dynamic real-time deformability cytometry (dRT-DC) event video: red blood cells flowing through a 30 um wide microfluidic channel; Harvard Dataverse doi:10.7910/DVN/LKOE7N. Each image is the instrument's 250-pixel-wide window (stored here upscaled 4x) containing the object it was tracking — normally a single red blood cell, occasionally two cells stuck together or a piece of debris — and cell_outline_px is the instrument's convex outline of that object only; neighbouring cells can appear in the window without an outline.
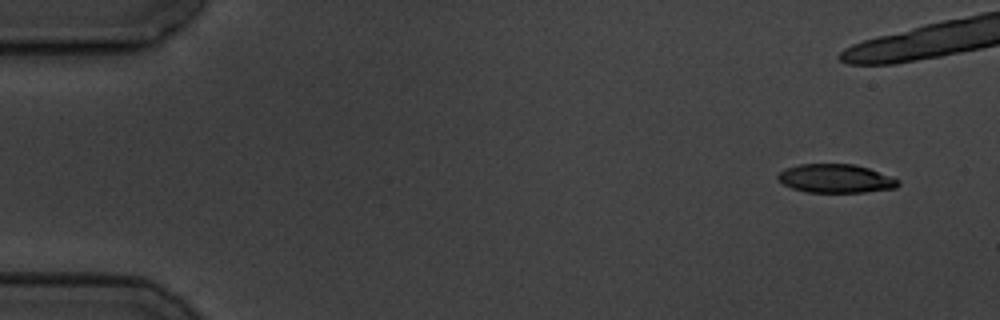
{"species": "common noctule bat (a hibernating species)", "species_latin": "Nyctalus noctula", "temperature_condition": "cold", "stored_images_in_passage": 16, "camera_frame_rate_fps": 3000, "um_per_image_px": 0.085, "animal": {"sex": "male", "body_mass_g": 19.5, "forearm_length_mm": 54.6}, "frame": {"image": 1, "passage_image": 1, "time_ms": 0.0, "image_size_px": [1000, 320], "cell_outline_px": [[900, 184], [896, 188], [864, 192], [808, 192], [792, 188], [776, 180], [776, 176], [784, 168], [800, 164], [852, 164], [868, 168], [900, 180]], "centroid_in_image_um": [71.01, 15.17], "position_along_channel_um": 14.0, "area_um2": 20.06}}
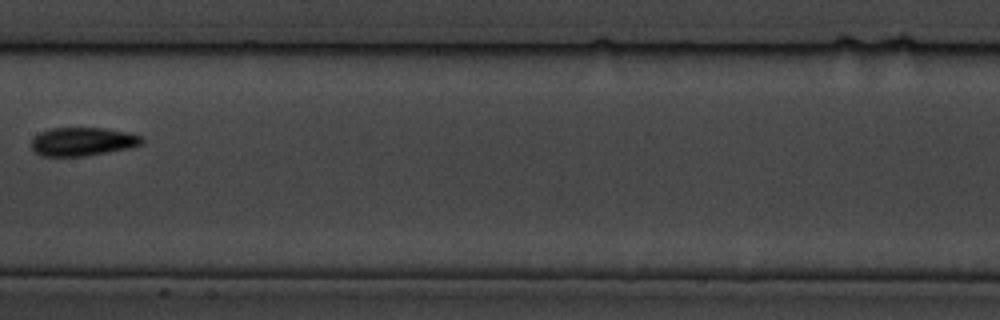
{"frame": {"image": 2, "passage_image": 10, "time_ms": 11.333, "image_size_px": [1000, 320], "cell_outline_px": [[144, 144], [132, 148], [84, 156], [40, 156], [32, 148], [32, 140], [40, 132], [52, 128], [104, 128], [132, 132], [144, 136]], "centroid_in_image_um": [7.12, 12.03], "position_along_channel_um": 200.3, "area_um2": 18.61}}
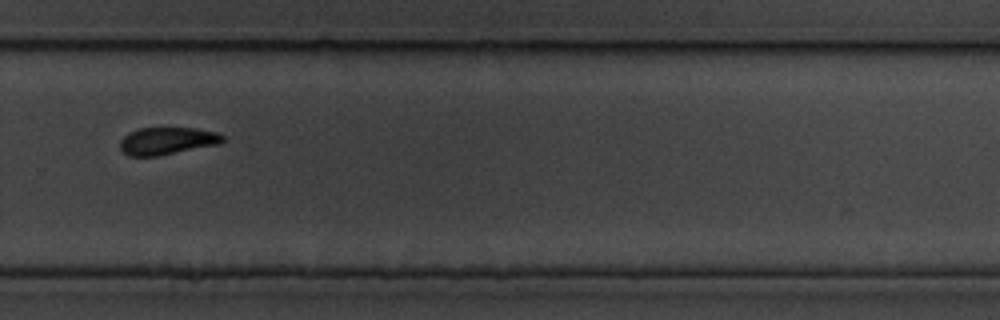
{"frame": {"image": 3, "passage_image": 13, "time_ms": 14.667, "image_size_px": [1000, 320], "cell_outline_px": [[224, 140], [220, 144], [160, 156], [128, 156], [120, 148], [120, 140], [128, 132], [140, 128], [196, 128], [216, 132], [224, 136]], "centroid_in_image_um": [14.21, 11.98], "position_along_channel_um": 315.6, "area_um2": 16.53}}